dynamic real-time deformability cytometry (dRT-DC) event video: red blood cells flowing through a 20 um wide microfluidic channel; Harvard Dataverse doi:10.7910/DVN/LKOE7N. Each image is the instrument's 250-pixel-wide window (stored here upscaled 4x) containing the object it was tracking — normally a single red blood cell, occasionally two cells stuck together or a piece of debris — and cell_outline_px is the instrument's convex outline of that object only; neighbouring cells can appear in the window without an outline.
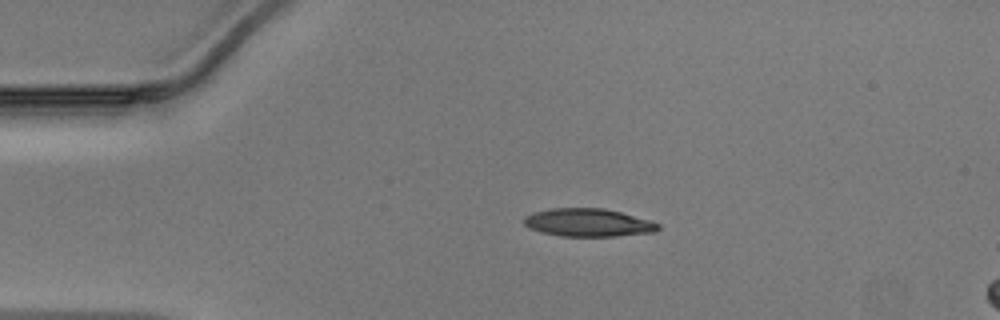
{"species": "Egyptian fruit bat (a non-hibernating species)", "species_latin": "Rousettus aegyptiacus", "temperature_condition": "warm", "stored_images_in_passage": 34, "camera_frame_rate_fps": 3000, "um_per_image_px": 0.085, "animal": {"sex": "male"}, "frame": {"image": 1, "passage_image": 2, "time_ms": 0.333, "image_size_px": [1000, 320], "cell_outline_px": [[660, 228], [656, 232], [616, 236], [560, 236], [540, 232], [528, 228], [524, 224], [524, 216], [532, 212], [552, 208], [604, 208], [652, 220], [660, 224]], "centroid_in_image_um": [50.0, 18.92], "position_along_channel_um": 35.0, "area_um2": 22.14}}
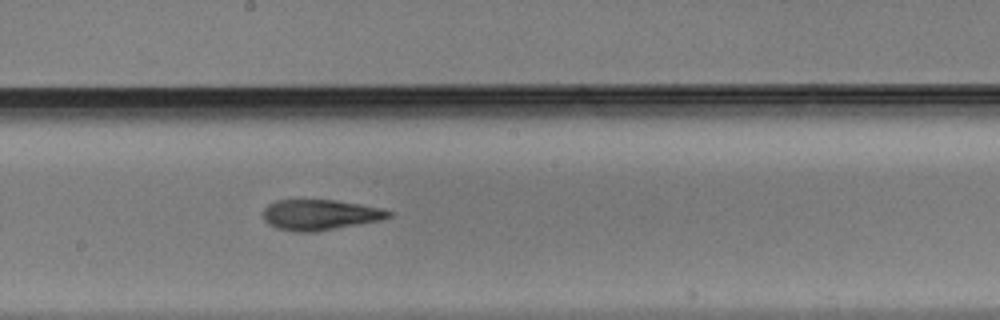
{"frame": {"image": 2, "passage_image": 18, "time_ms": 5.667, "image_size_px": [1000, 320], "cell_outline_px": [[392, 216], [380, 220], [316, 232], [292, 232], [276, 228], [268, 224], [264, 220], [264, 208], [268, 204], [276, 200], [332, 200], [360, 204], [380, 208], [392, 212]], "centroid_in_image_um": [27.17, 18.27], "position_along_channel_um": 221.0, "area_um2": 22.31}}
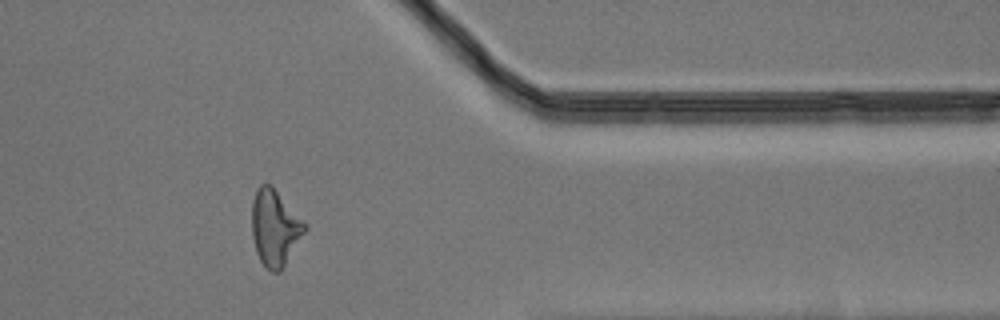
{"frame": {"image": 3, "passage_image": 31, "time_ms": 10.0, "image_size_px": [1000, 320], "cell_outline_px": [[308, 228], [280, 272], [272, 272], [260, 260], [256, 252], [252, 236], [252, 200], [256, 188], [260, 184], [272, 184], [308, 224]], "centroid_in_image_um": [23.38, 19.31], "position_along_channel_um": 388.0, "area_um2": 23.81}}